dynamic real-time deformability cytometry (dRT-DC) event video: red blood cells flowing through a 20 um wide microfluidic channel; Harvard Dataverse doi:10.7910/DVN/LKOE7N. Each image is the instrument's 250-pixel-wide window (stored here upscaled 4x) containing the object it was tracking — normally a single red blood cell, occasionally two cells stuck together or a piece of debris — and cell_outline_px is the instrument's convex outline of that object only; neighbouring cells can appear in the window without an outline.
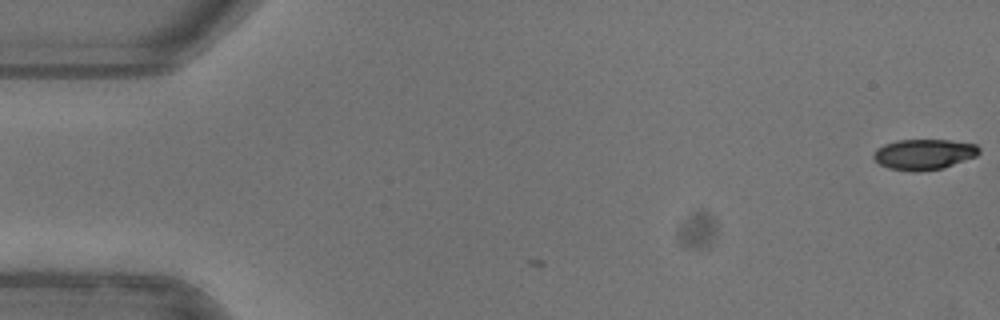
{"species": "common noctule bat (a hibernating species)", "species_latin": "Nyctalus noctula", "temperature_condition": "warm", "stored_images_in_passage": 2, "camera_frame_rate_fps": 3000, "um_per_image_px": 0.085, "animal": {"sex": "female"}, "frame": {"image": 1, "passage_image": 2, "time_ms": 0.333, "image_size_px": [1000, 320], "cell_outline_px": [[980, 152], [976, 156], [944, 168], [912, 172], [888, 168], [880, 164], [872, 156], [876, 148], [884, 144], [896, 140], [948, 140], [976, 144], [980, 148]], "centroid_in_image_um": [78.52, 13.11], "position_along_channel_um": 6.5, "area_um2": 18.84}}